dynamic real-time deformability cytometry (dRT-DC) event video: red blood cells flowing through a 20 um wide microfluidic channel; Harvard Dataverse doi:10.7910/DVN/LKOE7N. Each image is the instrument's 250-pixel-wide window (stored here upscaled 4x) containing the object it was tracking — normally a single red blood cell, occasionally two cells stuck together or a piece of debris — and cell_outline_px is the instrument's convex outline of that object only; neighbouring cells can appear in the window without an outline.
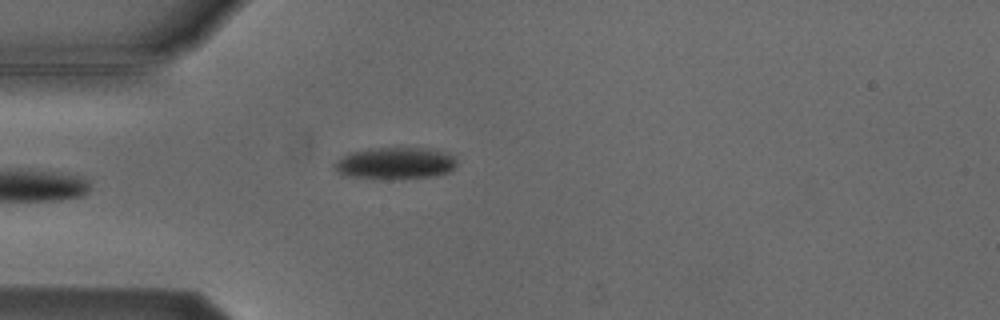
{"species": "Egyptian fruit bat (a non-hibernating species)", "species_latin": "Rousettus aegyptiacus", "temperature_condition": "cold", "stored_images_in_passage": 2, "camera_frame_rate_fps": 3000, "um_per_image_px": 0.085, "animal": {"sex": "male"}, "frame": {"image": 1, "passage_image": 2, "time_ms": 1.333, "image_size_px": [1000, 320], "cell_outline_px": [[456, 164], [448, 172], [436, 176], [392, 180], [380, 180], [344, 176], [332, 164], [336, 160], [348, 152], [368, 148], [428, 148], [448, 152], [456, 156]], "centroid_in_image_um": [33.58, 13.89], "position_along_channel_um": 51.4, "area_um2": 23.41}}